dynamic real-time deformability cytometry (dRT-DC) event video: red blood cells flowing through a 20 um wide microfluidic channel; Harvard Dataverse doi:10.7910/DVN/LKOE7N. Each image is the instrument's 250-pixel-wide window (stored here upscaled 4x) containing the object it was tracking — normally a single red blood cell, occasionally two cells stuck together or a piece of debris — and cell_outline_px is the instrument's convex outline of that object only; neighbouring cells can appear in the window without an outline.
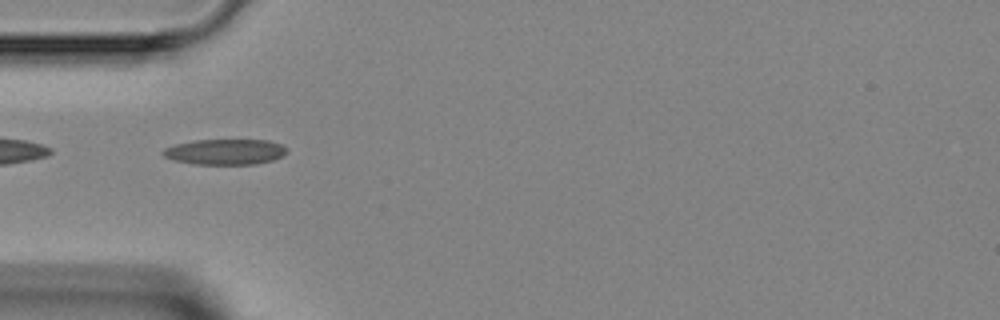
{"species": "Egyptian fruit bat (a non-hibernating species)", "species_latin": "Rousettus aegyptiacus", "temperature_condition": "room temperature", "stored_images_in_passage": 38, "camera_frame_rate_fps": 3000, "um_per_image_px": 0.085, "animal": {"sex": "female"}, "frame": {"image": 1, "passage_image": 6, "time_ms": 1.667, "image_size_px": [1000, 320], "cell_outline_px": [[288, 152], [284, 156], [272, 160], [256, 164], [196, 164], [172, 160], [164, 156], [160, 152], [164, 148], [176, 144], [196, 140], [268, 140], [280, 144], [288, 148]], "centroid_in_image_um": [19.15, 12.91], "position_along_channel_um": 65.8, "area_um2": 18.55}}
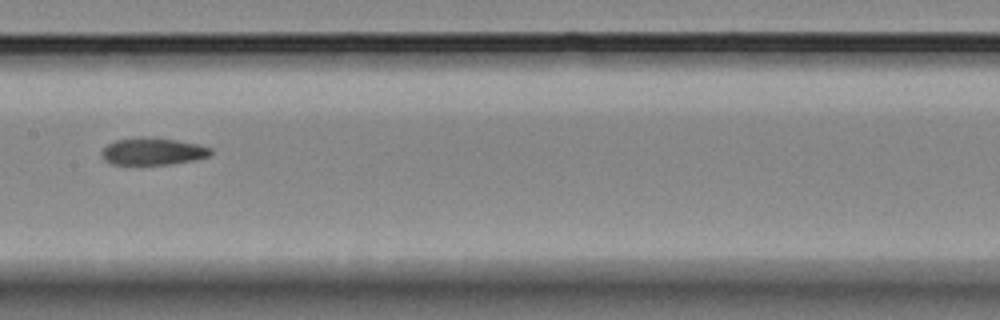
{"frame": {"image": 2, "passage_image": 15, "time_ms": 4.667, "image_size_px": [1000, 320], "cell_outline_px": [[212, 152], [208, 156], [196, 160], [168, 164], [112, 164], [104, 160], [100, 152], [108, 144], [116, 140], [176, 140], [196, 144], [212, 148]], "centroid_in_image_um": [13.01, 12.92], "position_along_channel_um": 194.4, "area_um2": 16.3}}
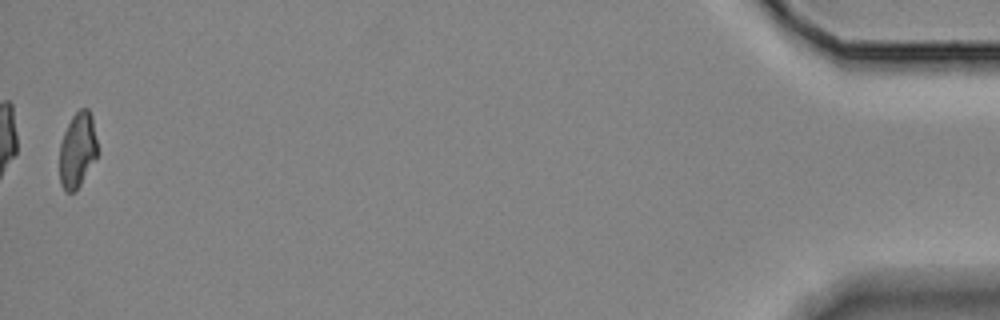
{"frame": {"image": 3, "passage_image": 38, "time_ms": 12.333, "image_size_px": [1000, 320], "cell_outline_px": [[100, 152], [80, 184], [72, 192], [64, 192], [60, 184], [60, 144], [64, 132], [72, 116], [80, 108], [88, 108], [92, 116]], "centroid_in_image_um": [6.61, 12.73], "position_along_channel_um": 428.6, "area_um2": 16.82}}